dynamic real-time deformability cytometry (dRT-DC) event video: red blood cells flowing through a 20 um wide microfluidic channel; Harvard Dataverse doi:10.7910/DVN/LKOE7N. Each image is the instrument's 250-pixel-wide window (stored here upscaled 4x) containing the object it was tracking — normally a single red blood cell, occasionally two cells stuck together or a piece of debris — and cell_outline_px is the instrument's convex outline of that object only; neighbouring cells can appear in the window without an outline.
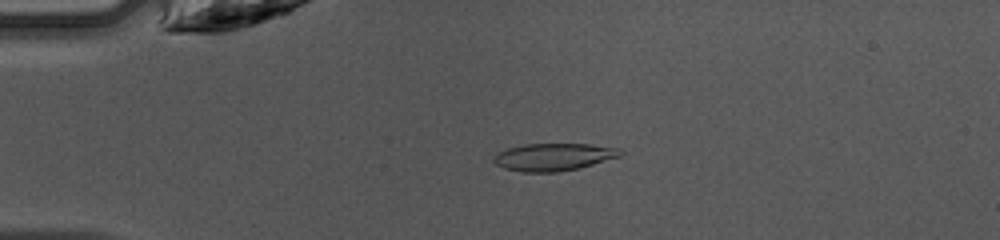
{"species": "common noctule bat (a hibernating species)", "species_latin": "Nyctalus noctula", "temperature_condition": "warm", "stored_images_in_passage": 47, "camera_frame_rate_fps": 3000, "um_per_image_px": 0.085, "animal": {"sex": "female", "body_mass_g": 10.0, "forearm_length_mm": 53.1}, "frame": {"image": 1, "passage_image": 11, "time_ms": 3.333, "image_size_px": [1000, 240], "cell_outline_px": [[624, 152], [620, 156], [580, 168], [556, 172], [520, 172], [504, 168], [496, 164], [492, 160], [492, 156], [496, 152], [508, 148], [524, 144], [592, 144], [620, 148]], "centroid_in_image_um": [47.03, 13.34], "position_along_channel_um": 38.0, "area_um2": 20.46}}
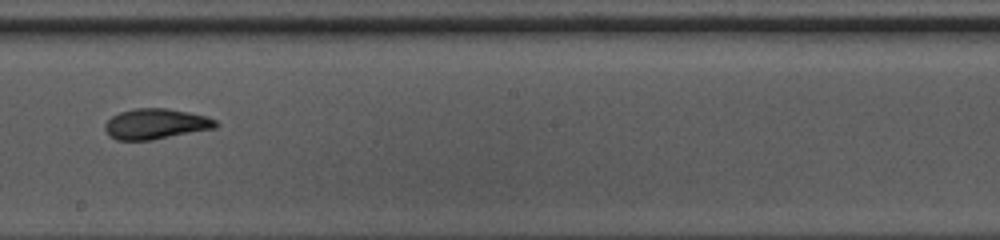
{"frame": {"image": 2, "passage_image": 27, "time_ms": 8.667, "image_size_px": [1000, 240], "cell_outline_px": [[220, 124], [216, 128], [152, 140], [116, 140], [108, 136], [104, 128], [104, 124], [112, 116], [120, 112], [132, 108], [164, 108], [188, 112], [204, 116], [216, 120]], "centroid_in_image_um": [13.22, 10.54], "position_along_channel_um": 235.0, "area_um2": 19.77}}
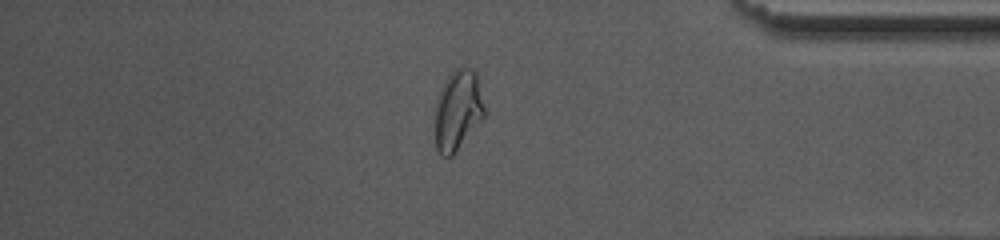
{"frame": {"image": 3, "passage_image": 40, "time_ms": 13.0, "image_size_px": [1000, 240], "cell_outline_px": [[484, 116], [452, 156], [440, 156], [436, 148], [436, 108], [440, 88], [448, 76], [460, 64], [472, 68], [476, 72], [484, 108]], "centroid_in_image_um": [38.91, 9.33], "position_along_channel_um": 396.3, "area_um2": 22.77}, "authors_computed_cell_mechanics": {"area_um2": 20.4034, "velocity_mm_per_s": 4.2538, "shape_relaxation_time_tau1_ms": 4.7086, "shape_relaxation_time_tau2_ms": 1.4455, "deformation_change_tau1": 0.195, "deformation_change_tau2": 0.0616}}